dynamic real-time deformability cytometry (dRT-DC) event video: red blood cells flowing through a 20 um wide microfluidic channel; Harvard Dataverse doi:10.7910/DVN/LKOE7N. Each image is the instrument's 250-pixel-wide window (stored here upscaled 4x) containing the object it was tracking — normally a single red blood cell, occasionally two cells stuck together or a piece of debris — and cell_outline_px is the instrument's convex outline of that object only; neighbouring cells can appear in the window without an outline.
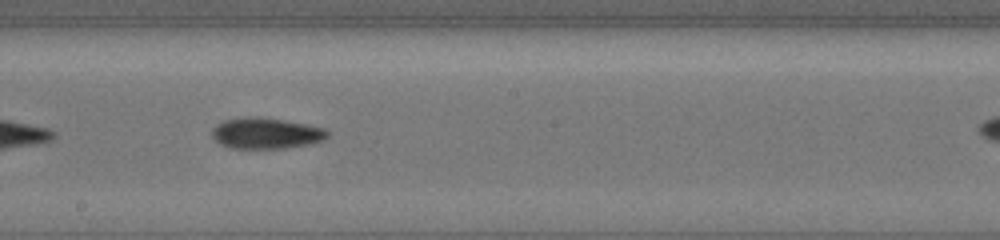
{"species": "common noctule bat (a hibernating species)", "species_latin": "Nyctalus noctula", "temperature_condition": "cold", "stored_images_in_passage": 29, "camera_frame_rate_fps": 3000, "um_per_image_px": 0.085, "animal": {"sex": "female", "body_mass_g": 19.5, "forearm_length_mm": 54.1}, "frame": {"image": 1, "passage_image": 13, "time_ms": 4.0, "image_size_px": [1000, 240], "cell_outline_px": [[328, 136], [324, 140], [312, 144], [288, 148], [232, 148], [220, 144], [212, 136], [212, 128], [216, 124], [224, 120], [284, 120], [308, 124], [324, 128], [328, 132]], "centroid_in_image_um": [22.68, 11.38], "position_along_channel_um": 225.5, "area_um2": 20.06}}